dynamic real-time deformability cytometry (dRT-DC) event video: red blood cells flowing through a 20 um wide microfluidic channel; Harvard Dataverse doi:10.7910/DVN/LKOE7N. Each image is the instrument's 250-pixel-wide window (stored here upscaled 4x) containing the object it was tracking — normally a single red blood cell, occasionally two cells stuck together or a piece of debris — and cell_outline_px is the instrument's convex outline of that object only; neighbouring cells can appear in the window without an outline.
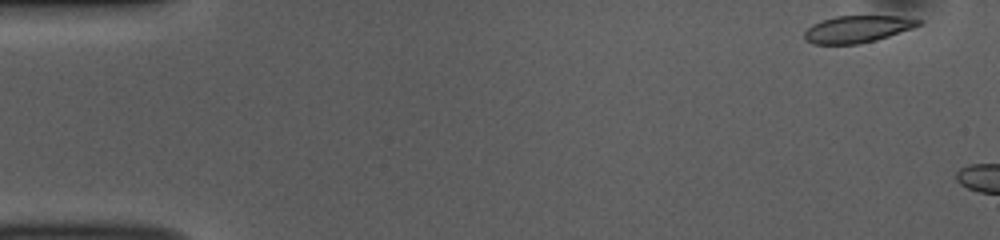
{"species": "common noctule bat (a hibernating species)", "species_latin": "Nyctalus noctula", "temperature_condition": "room temperature", "stored_images_in_passage": 5, "camera_frame_rate_fps": 3000, "um_per_image_px": 0.085, "animal": {"sex": "female", "body_mass_g": 10.0, "forearm_length_mm": 53.1}, "frame": {"image": 1, "passage_image": 1, "time_ms": 0.0, "image_size_px": [1000, 240], "cell_outline_px": [[924, 20], [920, 24], [912, 28], [876, 40], [860, 44], [812, 44], [804, 40], [804, 32], [812, 24], [836, 16], [900, 16]], "centroid_in_image_um": [72.86, 2.48], "position_along_channel_um": 12.1, "area_um2": 17.92}}